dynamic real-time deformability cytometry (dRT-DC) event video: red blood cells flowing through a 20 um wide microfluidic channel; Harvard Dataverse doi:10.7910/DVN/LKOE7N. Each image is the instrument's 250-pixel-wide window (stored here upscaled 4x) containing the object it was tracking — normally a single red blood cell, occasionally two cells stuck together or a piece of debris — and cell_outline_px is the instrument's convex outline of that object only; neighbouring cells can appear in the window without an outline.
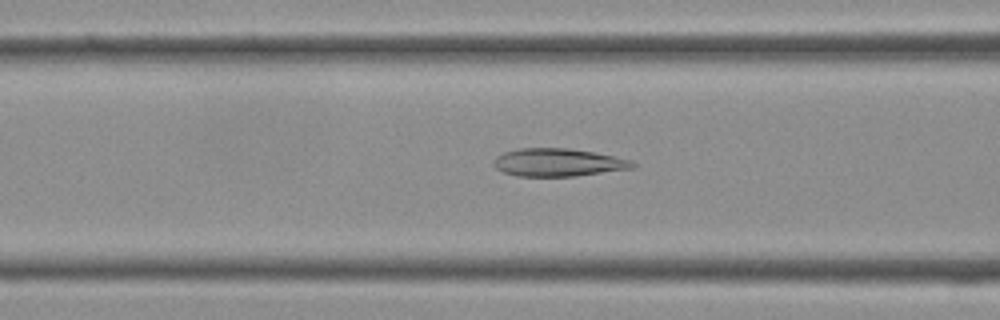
{"species": "Egyptian fruit bat (a non-hibernating species)", "species_latin": "Rousettus aegyptiacus", "temperature_condition": "cold", "stored_images_in_passage": 31, "camera_frame_rate_fps": 3000, "um_per_image_px": 0.085, "frame": {"image": 1, "passage_image": 14, "time_ms": 4.333, "image_size_px": [1000, 320], "cell_outline_px": [[636, 168], [576, 176], [516, 176], [504, 172], [496, 168], [492, 164], [496, 156], [504, 152], [520, 148], [568, 148], [592, 152], [632, 160], [636, 164]], "centroid_in_image_um": [47.44, 13.81], "position_along_channel_um": 119.2, "area_um2": 22.6}}
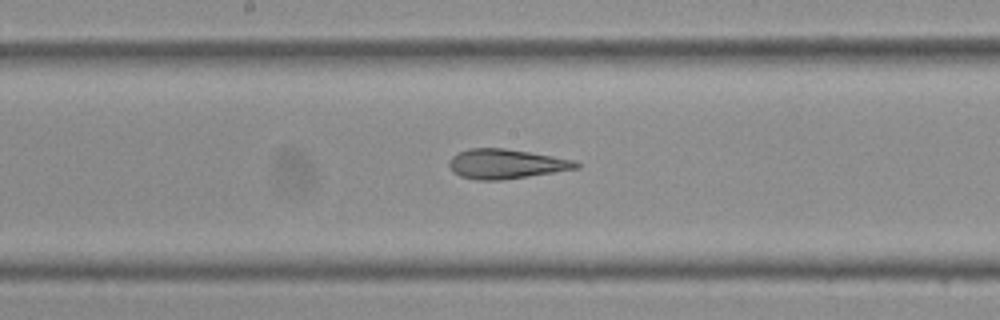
{"frame": {"image": 2, "passage_image": 19, "time_ms": 6.0, "image_size_px": [1000, 320], "cell_outline_px": [[580, 168], [528, 176], [500, 180], [476, 180], [460, 176], [452, 172], [448, 164], [448, 160], [452, 156], [468, 148], [504, 148], [576, 160], [580, 164]], "centroid_in_image_um": [42.99, 13.93], "position_along_channel_um": 205.2, "area_um2": 21.91}}
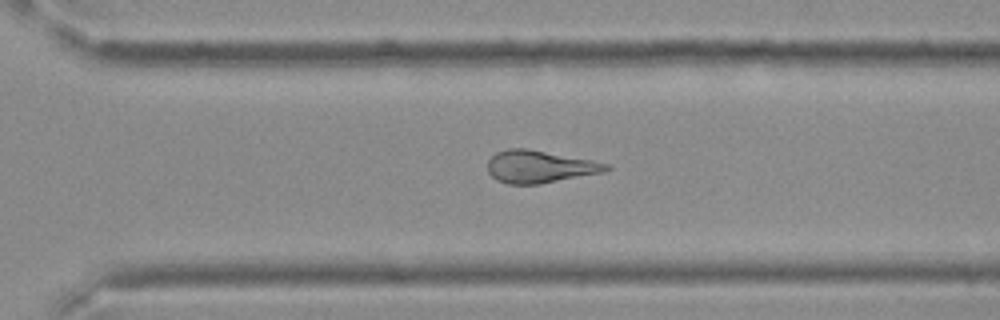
{"frame": {"image": 3, "passage_image": 26, "time_ms": 8.333, "image_size_px": [1000, 320], "cell_outline_px": [[612, 168], [604, 172], [540, 184], [508, 184], [496, 180], [488, 172], [488, 160], [496, 152], [508, 148], [528, 148], [592, 160], [608, 164]], "centroid_in_image_um": [45.86, 14.16], "position_along_channel_um": 324.7, "area_um2": 22.48}}